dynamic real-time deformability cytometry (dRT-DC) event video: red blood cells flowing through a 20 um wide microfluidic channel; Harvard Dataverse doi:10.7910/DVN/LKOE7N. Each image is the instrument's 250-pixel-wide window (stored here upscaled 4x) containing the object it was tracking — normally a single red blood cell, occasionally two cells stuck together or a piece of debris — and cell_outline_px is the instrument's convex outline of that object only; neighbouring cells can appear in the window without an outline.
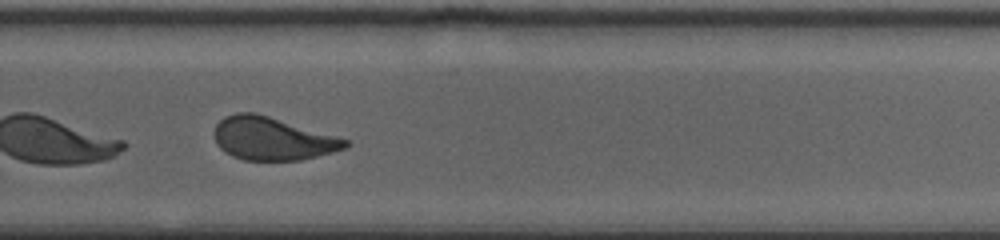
{"species": "human", "species_latin": "Homo sapiens", "temperature_condition": "warm", "stored_images_in_passage": 37, "segment_of_instrument_passage": [2, 2], "camera_frame_rate_fps": 3000, "um_per_image_px": 0.085, "donor": {"sex": "female"}, "frame": {"image": 1, "passage_image": 23, "time_ms": 11.333, "image_size_px": [1000, 240], "cell_outline_px": [[348, 144], [344, 148], [332, 152], [300, 160], [244, 160], [232, 156], [224, 152], [216, 144], [212, 132], [216, 124], [224, 116], [236, 112], [256, 112], [336, 136], [348, 140]], "centroid_in_image_um": [23.07, 11.77], "position_along_channel_um": 306.7, "area_um2": 32.83}}
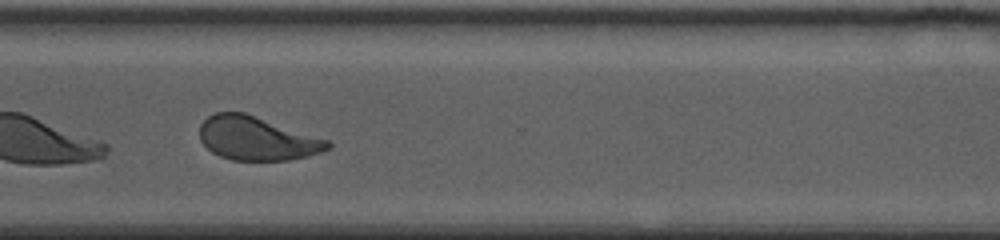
{"frame": {"image": 2, "passage_image": 26, "time_ms": 12.667, "image_size_px": [1000, 240], "cell_outline_px": [[332, 148], [308, 156], [288, 160], [232, 160], [220, 156], [212, 152], [200, 140], [200, 124], [208, 116], [216, 112], [244, 112], [328, 140], [332, 144]], "centroid_in_image_um": [21.83, 11.77], "position_along_channel_um": 348.8, "area_um2": 32.43}}